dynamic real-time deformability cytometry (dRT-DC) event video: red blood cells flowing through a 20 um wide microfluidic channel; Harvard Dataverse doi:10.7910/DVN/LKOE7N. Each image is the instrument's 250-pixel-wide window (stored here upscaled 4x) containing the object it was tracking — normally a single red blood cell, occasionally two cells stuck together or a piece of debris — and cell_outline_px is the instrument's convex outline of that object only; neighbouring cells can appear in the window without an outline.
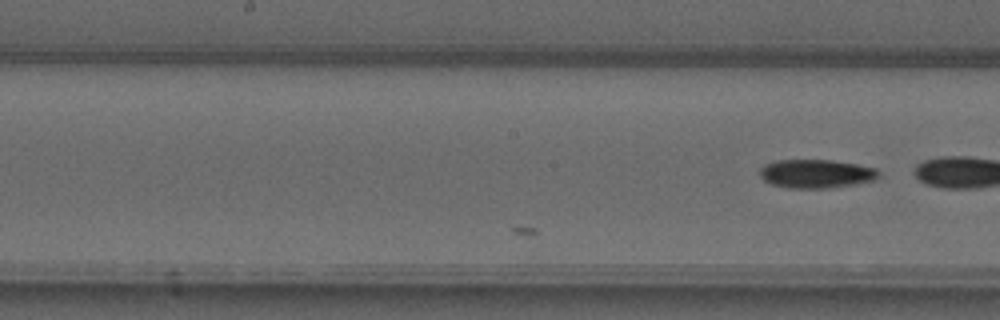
{"species": "common noctule bat (a hibernating species)", "species_latin": "Nyctalus noctula", "temperature_condition": "warm", "stored_images_in_passage": 12, "camera_frame_rate_fps": 3000, "um_per_image_px": 0.085, "animal": {"sex": "male", "forearm_length_mm": 52.5}, "frame": {"image": 1, "passage_image": 12, "time_ms": 3.667, "image_size_px": [1000, 320], "cell_outline_px": [[880, 176], [876, 180], [852, 184], [824, 188], [788, 188], [772, 184], [764, 180], [760, 176], [760, 168], [764, 164], [776, 160], [832, 160], [856, 164], [876, 168], [880, 172]], "centroid_in_image_um": [69.37, 14.76], "position_along_channel_um": 178.8, "area_um2": 19.83}}